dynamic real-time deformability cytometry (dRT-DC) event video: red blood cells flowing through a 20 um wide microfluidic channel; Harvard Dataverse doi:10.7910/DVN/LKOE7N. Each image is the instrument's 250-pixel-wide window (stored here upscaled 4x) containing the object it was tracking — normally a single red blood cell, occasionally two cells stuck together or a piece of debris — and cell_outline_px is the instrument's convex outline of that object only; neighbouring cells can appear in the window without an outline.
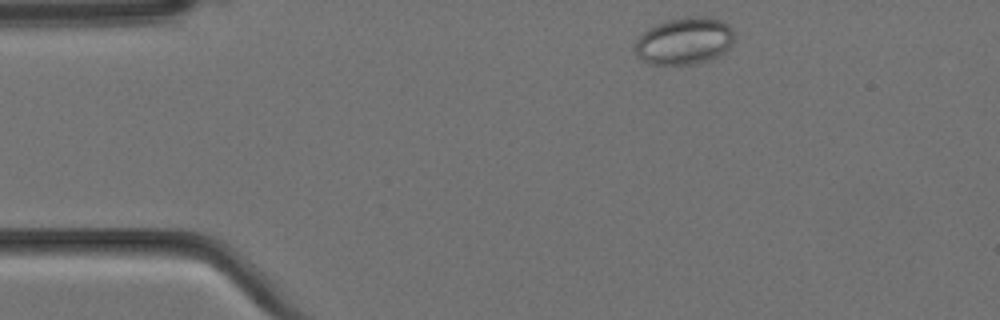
{"species": "Egyptian fruit bat (a non-hibernating species)", "species_latin": "Rousettus aegyptiacus", "temperature_condition": "cold", "stored_images_in_passage": 3, "camera_frame_rate_fps": 3000, "um_per_image_px": 0.085, "animal": {"sex": "female"}, "frame": {"image": 1, "passage_image": 1, "time_ms": 0.0, "image_size_px": [1000, 320], "cell_outline_px": [[736, 32], [732, 44], [720, 56], [708, 60], [692, 64], [652, 64], [636, 56], [632, 48], [636, 40], [648, 28], [664, 20], [684, 16], [712, 16], [728, 24]], "centroid_in_image_um": [58.18, 3.45], "position_along_channel_um": 26.8, "area_um2": 27.8}}